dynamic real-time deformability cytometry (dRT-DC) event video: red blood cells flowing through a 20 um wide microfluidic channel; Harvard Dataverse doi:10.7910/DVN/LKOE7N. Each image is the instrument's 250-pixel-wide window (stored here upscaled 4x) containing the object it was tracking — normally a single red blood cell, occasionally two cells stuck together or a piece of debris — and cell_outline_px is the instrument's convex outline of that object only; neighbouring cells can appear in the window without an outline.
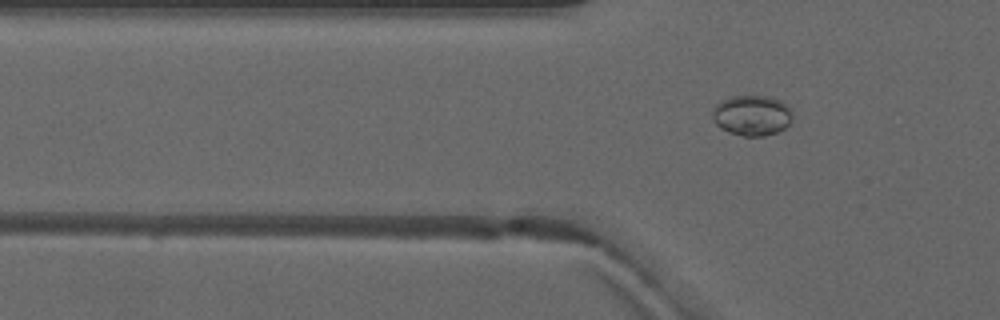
{"species": "common noctule bat (a hibernating species)", "species_latin": "Nyctalus noctula", "temperature_condition": "warm", "stored_images_in_passage": 5, "camera_frame_rate_fps": 3000, "um_per_image_px": 0.085, "animal": {"sex": "male", "forearm_length_mm": 52.5}, "frame": {"image": 1, "passage_image": 5, "time_ms": 4.667, "image_size_px": [1000, 320], "cell_outline_px": [[792, 120], [784, 128], [776, 132], [764, 136], [744, 136], [728, 132], [720, 128], [716, 124], [712, 116], [712, 108], [720, 100], [732, 96], [768, 96], [780, 100], [792, 112]], "centroid_in_image_um": [63.88, 9.8], "position_along_channel_um": 61.9, "area_um2": 18.9}}